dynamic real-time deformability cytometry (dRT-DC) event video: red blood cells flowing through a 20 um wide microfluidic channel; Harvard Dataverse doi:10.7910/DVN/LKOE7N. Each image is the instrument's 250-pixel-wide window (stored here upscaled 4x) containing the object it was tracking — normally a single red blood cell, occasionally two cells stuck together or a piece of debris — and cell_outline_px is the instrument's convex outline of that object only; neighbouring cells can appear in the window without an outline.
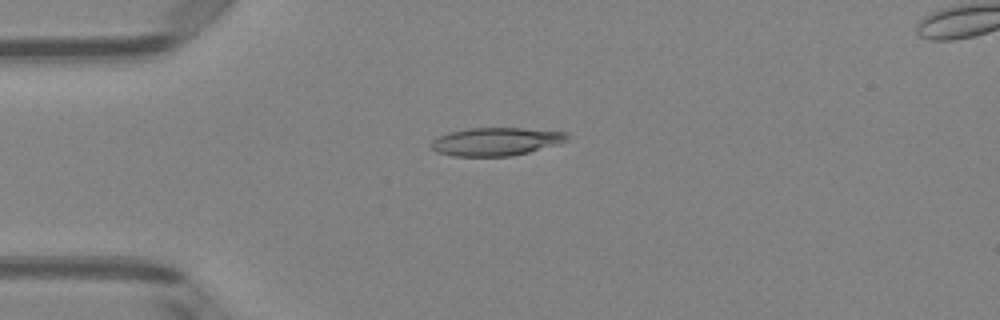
{"species": "Egyptian fruit bat (a non-hibernating species)", "species_latin": "Rousettus aegyptiacus", "temperature_condition": "room temperature", "stored_images_in_passage": 6, "camera_frame_rate_fps": 3000, "um_per_image_px": 0.085, "animal": {"sex": "female"}, "frame": {"image": 1, "passage_image": 3, "time_ms": 0.667, "image_size_px": [1000, 320], "cell_outline_px": [[568, 140], [560, 144], [512, 156], [452, 156], [436, 152], [432, 148], [432, 140], [440, 136], [452, 132], [468, 128], [524, 128], [564, 132], [568, 136]], "centroid_in_image_um": [42.18, 12.04], "position_along_channel_um": 42.8, "area_um2": 22.14}}
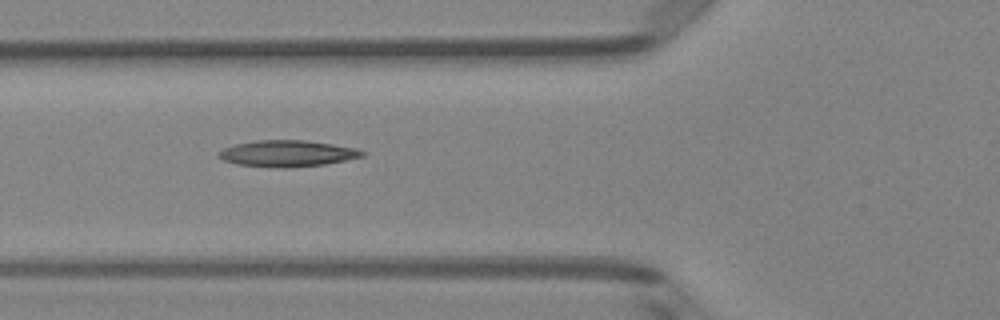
{"frame": {"image": 2, "passage_image": 5, "time_ms": 1.333, "image_size_px": [1000, 320], "cell_outline_px": [[364, 156], [324, 164], [288, 168], [276, 168], [236, 164], [224, 160], [216, 156], [216, 152], [224, 148], [236, 144], [256, 140], [304, 140], [356, 148], [364, 152]], "centroid_in_image_um": [24.36, 13.05], "position_along_channel_um": 101.4, "area_um2": 21.96}}
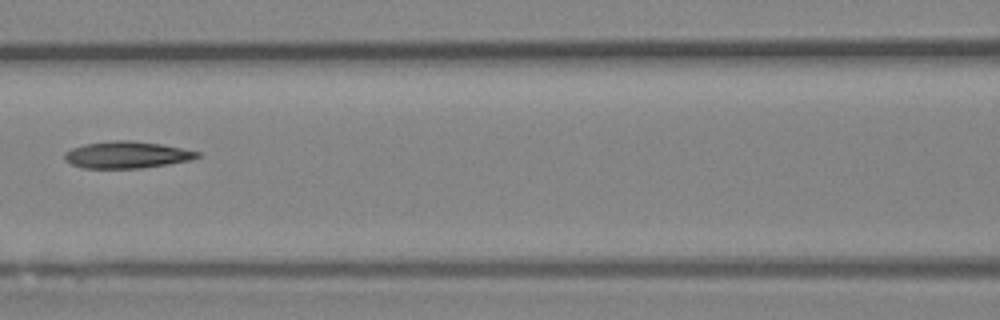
{"frame": {"image": 3, "passage_image": 6, "time_ms": 1.667, "image_size_px": [1000, 320], "cell_outline_px": [[200, 156], [192, 160], [168, 164], [140, 168], [80, 168], [64, 160], [64, 152], [72, 148], [84, 144], [112, 140], [128, 140], [160, 144], [200, 152]], "centroid_in_image_um": [10.75, 13.16], "position_along_channel_um": 155.9, "area_um2": 20.75}}